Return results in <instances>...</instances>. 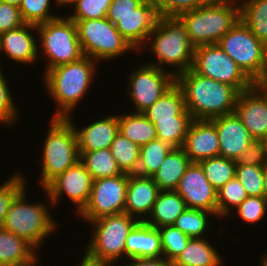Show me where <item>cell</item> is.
<instances>
[{
    "mask_svg": "<svg viewBox=\"0 0 267 266\" xmlns=\"http://www.w3.org/2000/svg\"><path fill=\"white\" fill-rule=\"evenodd\" d=\"M43 144L40 187L45 188L58 175L80 160L74 125L65 118H52Z\"/></svg>",
    "mask_w": 267,
    "mask_h": 266,
    "instance_id": "8992f818",
    "label": "cell"
},
{
    "mask_svg": "<svg viewBox=\"0 0 267 266\" xmlns=\"http://www.w3.org/2000/svg\"><path fill=\"white\" fill-rule=\"evenodd\" d=\"M73 21L84 56L99 62L114 60L129 50L136 51L106 17Z\"/></svg>",
    "mask_w": 267,
    "mask_h": 266,
    "instance_id": "30bf717a",
    "label": "cell"
},
{
    "mask_svg": "<svg viewBox=\"0 0 267 266\" xmlns=\"http://www.w3.org/2000/svg\"><path fill=\"white\" fill-rule=\"evenodd\" d=\"M25 180L24 175L15 173L0 185V228L13 199L27 185Z\"/></svg>",
    "mask_w": 267,
    "mask_h": 266,
    "instance_id": "b9f144b4",
    "label": "cell"
},
{
    "mask_svg": "<svg viewBox=\"0 0 267 266\" xmlns=\"http://www.w3.org/2000/svg\"><path fill=\"white\" fill-rule=\"evenodd\" d=\"M25 186L13 199L4 219L2 228L24 238L39 250L44 239L58 229L57 222L49 213L45 202L29 203L26 199Z\"/></svg>",
    "mask_w": 267,
    "mask_h": 266,
    "instance_id": "52a82bcc",
    "label": "cell"
},
{
    "mask_svg": "<svg viewBox=\"0 0 267 266\" xmlns=\"http://www.w3.org/2000/svg\"><path fill=\"white\" fill-rule=\"evenodd\" d=\"M247 197L246 190L236 177L229 180L217 190V218L229 217L235 211L234 207L236 209Z\"/></svg>",
    "mask_w": 267,
    "mask_h": 266,
    "instance_id": "d590c367",
    "label": "cell"
},
{
    "mask_svg": "<svg viewBox=\"0 0 267 266\" xmlns=\"http://www.w3.org/2000/svg\"><path fill=\"white\" fill-rule=\"evenodd\" d=\"M36 29L38 51H42L47 59L44 74L49 69L78 61L84 56L76 23L68 16L59 15L58 18L36 25Z\"/></svg>",
    "mask_w": 267,
    "mask_h": 266,
    "instance_id": "ba28073f",
    "label": "cell"
},
{
    "mask_svg": "<svg viewBox=\"0 0 267 266\" xmlns=\"http://www.w3.org/2000/svg\"><path fill=\"white\" fill-rule=\"evenodd\" d=\"M93 178L79 160L64 173L53 179L43 190L47 195L49 205H57L64 195L76 207L75 214H79L87 205L92 191Z\"/></svg>",
    "mask_w": 267,
    "mask_h": 266,
    "instance_id": "5bb4252c",
    "label": "cell"
},
{
    "mask_svg": "<svg viewBox=\"0 0 267 266\" xmlns=\"http://www.w3.org/2000/svg\"><path fill=\"white\" fill-rule=\"evenodd\" d=\"M111 153L122 173L136 174L140 147L118 133L110 146Z\"/></svg>",
    "mask_w": 267,
    "mask_h": 266,
    "instance_id": "d6a6232c",
    "label": "cell"
},
{
    "mask_svg": "<svg viewBox=\"0 0 267 266\" xmlns=\"http://www.w3.org/2000/svg\"><path fill=\"white\" fill-rule=\"evenodd\" d=\"M198 164L203 169L204 175L210 184L216 189H220L229 180L235 178L236 162L223 156H215L204 159Z\"/></svg>",
    "mask_w": 267,
    "mask_h": 266,
    "instance_id": "836d02e7",
    "label": "cell"
},
{
    "mask_svg": "<svg viewBox=\"0 0 267 266\" xmlns=\"http://www.w3.org/2000/svg\"><path fill=\"white\" fill-rule=\"evenodd\" d=\"M128 186V174L93 180L89 201L78 214L90 222L106 215L124 213Z\"/></svg>",
    "mask_w": 267,
    "mask_h": 266,
    "instance_id": "7c38bea8",
    "label": "cell"
},
{
    "mask_svg": "<svg viewBox=\"0 0 267 266\" xmlns=\"http://www.w3.org/2000/svg\"><path fill=\"white\" fill-rule=\"evenodd\" d=\"M187 208L207 210L217 215V190L210 184L198 163H191L175 190Z\"/></svg>",
    "mask_w": 267,
    "mask_h": 266,
    "instance_id": "2e32d148",
    "label": "cell"
},
{
    "mask_svg": "<svg viewBox=\"0 0 267 266\" xmlns=\"http://www.w3.org/2000/svg\"><path fill=\"white\" fill-rule=\"evenodd\" d=\"M208 215L216 217L214 212L187 208L174 223V226L190 238H203L210 226Z\"/></svg>",
    "mask_w": 267,
    "mask_h": 266,
    "instance_id": "e575fe53",
    "label": "cell"
},
{
    "mask_svg": "<svg viewBox=\"0 0 267 266\" xmlns=\"http://www.w3.org/2000/svg\"><path fill=\"white\" fill-rule=\"evenodd\" d=\"M75 127L79 152L95 151L110 148L116 135L119 133L117 115H107L89 125L77 129L71 116L67 118Z\"/></svg>",
    "mask_w": 267,
    "mask_h": 266,
    "instance_id": "7402d4cb",
    "label": "cell"
},
{
    "mask_svg": "<svg viewBox=\"0 0 267 266\" xmlns=\"http://www.w3.org/2000/svg\"><path fill=\"white\" fill-rule=\"evenodd\" d=\"M143 114L153 124L156 121L193 120L185 107L183 92L176 82Z\"/></svg>",
    "mask_w": 267,
    "mask_h": 266,
    "instance_id": "d4e9b609",
    "label": "cell"
},
{
    "mask_svg": "<svg viewBox=\"0 0 267 266\" xmlns=\"http://www.w3.org/2000/svg\"><path fill=\"white\" fill-rule=\"evenodd\" d=\"M263 170L264 167L260 165H236L235 177L248 196L264 197Z\"/></svg>",
    "mask_w": 267,
    "mask_h": 266,
    "instance_id": "f35d334b",
    "label": "cell"
},
{
    "mask_svg": "<svg viewBox=\"0 0 267 266\" xmlns=\"http://www.w3.org/2000/svg\"><path fill=\"white\" fill-rule=\"evenodd\" d=\"M118 121L119 133L139 147L157 139L154 124L143 113L120 114Z\"/></svg>",
    "mask_w": 267,
    "mask_h": 266,
    "instance_id": "f1b7e54d",
    "label": "cell"
},
{
    "mask_svg": "<svg viewBox=\"0 0 267 266\" xmlns=\"http://www.w3.org/2000/svg\"><path fill=\"white\" fill-rule=\"evenodd\" d=\"M211 0H153L158 16L178 17L180 14L192 11Z\"/></svg>",
    "mask_w": 267,
    "mask_h": 266,
    "instance_id": "7bdbcfd3",
    "label": "cell"
},
{
    "mask_svg": "<svg viewBox=\"0 0 267 266\" xmlns=\"http://www.w3.org/2000/svg\"><path fill=\"white\" fill-rule=\"evenodd\" d=\"M160 233L163 258L173 262L188 245L189 236L181 232L174 225L158 228Z\"/></svg>",
    "mask_w": 267,
    "mask_h": 266,
    "instance_id": "8d00e7d4",
    "label": "cell"
},
{
    "mask_svg": "<svg viewBox=\"0 0 267 266\" xmlns=\"http://www.w3.org/2000/svg\"><path fill=\"white\" fill-rule=\"evenodd\" d=\"M2 73V68L0 67V122L1 124L8 127L18 120L19 111L16 108L13 96L10 92L8 85V80Z\"/></svg>",
    "mask_w": 267,
    "mask_h": 266,
    "instance_id": "ee69618b",
    "label": "cell"
},
{
    "mask_svg": "<svg viewBox=\"0 0 267 266\" xmlns=\"http://www.w3.org/2000/svg\"><path fill=\"white\" fill-rule=\"evenodd\" d=\"M259 266H267V254H265V256L262 257L261 263Z\"/></svg>",
    "mask_w": 267,
    "mask_h": 266,
    "instance_id": "9f6ffc18",
    "label": "cell"
},
{
    "mask_svg": "<svg viewBox=\"0 0 267 266\" xmlns=\"http://www.w3.org/2000/svg\"><path fill=\"white\" fill-rule=\"evenodd\" d=\"M159 192L160 189L152 177L128 174L124 213L140 221H145L152 211Z\"/></svg>",
    "mask_w": 267,
    "mask_h": 266,
    "instance_id": "44dd1931",
    "label": "cell"
},
{
    "mask_svg": "<svg viewBox=\"0 0 267 266\" xmlns=\"http://www.w3.org/2000/svg\"><path fill=\"white\" fill-rule=\"evenodd\" d=\"M234 113L242 121L253 139L267 137V93L259 84L240 92Z\"/></svg>",
    "mask_w": 267,
    "mask_h": 266,
    "instance_id": "9a60e30c",
    "label": "cell"
},
{
    "mask_svg": "<svg viewBox=\"0 0 267 266\" xmlns=\"http://www.w3.org/2000/svg\"><path fill=\"white\" fill-rule=\"evenodd\" d=\"M150 44V45H149ZM157 61L147 64L165 70L172 66L174 76L192 68L195 46L190 42L184 25L177 17H158L145 43ZM164 65V66H163Z\"/></svg>",
    "mask_w": 267,
    "mask_h": 266,
    "instance_id": "3957f363",
    "label": "cell"
},
{
    "mask_svg": "<svg viewBox=\"0 0 267 266\" xmlns=\"http://www.w3.org/2000/svg\"><path fill=\"white\" fill-rule=\"evenodd\" d=\"M192 69L202 76L233 86L239 93L254 85L219 44L196 46Z\"/></svg>",
    "mask_w": 267,
    "mask_h": 266,
    "instance_id": "8fae6325",
    "label": "cell"
},
{
    "mask_svg": "<svg viewBox=\"0 0 267 266\" xmlns=\"http://www.w3.org/2000/svg\"><path fill=\"white\" fill-rule=\"evenodd\" d=\"M263 90L267 93V72L266 75L264 76V78L258 83Z\"/></svg>",
    "mask_w": 267,
    "mask_h": 266,
    "instance_id": "11a10c76",
    "label": "cell"
},
{
    "mask_svg": "<svg viewBox=\"0 0 267 266\" xmlns=\"http://www.w3.org/2000/svg\"><path fill=\"white\" fill-rule=\"evenodd\" d=\"M129 264L123 266H173V263L164 258H133Z\"/></svg>",
    "mask_w": 267,
    "mask_h": 266,
    "instance_id": "681fc988",
    "label": "cell"
},
{
    "mask_svg": "<svg viewBox=\"0 0 267 266\" xmlns=\"http://www.w3.org/2000/svg\"><path fill=\"white\" fill-rule=\"evenodd\" d=\"M206 238H191L173 266H221L224 261Z\"/></svg>",
    "mask_w": 267,
    "mask_h": 266,
    "instance_id": "83f0119b",
    "label": "cell"
},
{
    "mask_svg": "<svg viewBox=\"0 0 267 266\" xmlns=\"http://www.w3.org/2000/svg\"><path fill=\"white\" fill-rule=\"evenodd\" d=\"M158 17L153 0H145L132 14L120 18L115 27L136 51H142Z\"/></svg>",
    "mask_w": 267,
    "mask_h": 266,
    "instance_id": "e0dca14e",
    "label": "cell"
},
{
    "mask_svg": "<svg viewBox=\"0 0 267 266\" xmlns=\"http://www.w3.org/2000/svg\"><path fill=\"white\" fill-rule=\"evenodd\" d=\"M240 1V19L267 46V0Z\"/></svg>",
    "mask_w": 267,
    "mask_h": 266,
    "instance_id": "f546056e",
    "label": "cell"
},
{
    "mask_svg": "<svg viewBox=\"0 0 267 266\" xmlns=\"http://www.w3.org/2000/svg\"><path fill=\"white\" fill-rule=\"evenodd\" d=\"M173 149L168 143L156 139L140 147L139 164L136 174L152 177L164 161L166 155Z\"/></svg>",
    "mask_w": 267,
    "mask_h": 266,
    "instance_id": "1f68e13d",
    "label": "cell"
},
{
    "mask_svg": "<svg viewBox=\"0 0 267 266\" xmlns=\"http://www.w3.org/2000/svg\"><path fill=\"white\" fill-rule=\"evenodd\" d=\"M236 165H267V151L264 140L254 139L248 148L236 159Z\"/></svg>",
    "mask_w": 267,
    "mask_h": 266,
    "instance_id": "bcb514c9",
    "label": "cell"
},
{
    "mask_svg": "<svg viewBox=\"0 0 267 266\" xmlns=\"http://www.w3.org/2000/svg\"><path fill=\"white\" fill-rule=\"evenodd\" d=\"M139 222L127 213L106 215L90 221L92 236L84 257L95 263L115 266L114 262L126 257L127 236Z\"/></svg>",
    "mask_w": 267,
    "mask_h": 266,
    "instance_id": "5b68a950",
    "label": "cell"
},
{
    "mask_svg": "<svg viewBox=\"0 0 267 266\" xmlns=\"http://www.w3.org/2000/svg\"><path fill=\"white\" fill-rule=\"evenodd\" d=\"M32 31L37 32L36 25L25 23L21 27L1 33L0 51L15 63L21 65L35 63L39 51Z\"/></svg>",
    "mask_w": 267,
    "mask_h": 266,
    "instance_id": "ffe728a7",
    "label": "cell"
},
{
    "mask_svg": "<svg viewBox=\"0 0 267 266\" xmlns=\"http://www.w3.org/2000/svg\"><path fill=\"white\" fill-rule=\"evenodd\" d=\"M78 266H111V265H106L102 263H95L92 261L87 260L84 256L82 257V261L79 263Z\"/></svg>",
    "mask_w": 267,
    "mask_h": 266,
    "instance_id": "f907efd6",
    "label": "cell"
},
{
    "mask_svg": "<svg viewBox=\"0 0 267 266\" xmlns=\"http://www.w3.org/2000/svg\"><path fill=\"white\" fill-rule=\"evenodd\" d=\"M186 209V203L175 190L160 191L150 215L144 222L155 228L174 225Z\"/></svg>",
    "mask_w": 267,
    "mask_h": 266,
    "instance_id": "484cf974",
    "label": "cell"
},
{
    "mask_svg": "<svg viewBox=\"0 0 267 266\" xmlns=\"http://www.w3.org/2000/svg\"><path fill=\"white\" fill-rule=\"evenodd\" d=\"M80 161L90 173L93 180L118 176L122 174L118 168L110 148L95 151L79 152Z\"/></svg>",
    "mask_w": 267,
    "mask_h": 266,
    "instance_id": "4dcf8cb0",
    "label": "cell"
},
{
    "mask_svg": "<svg viewBox=\"0 0 267 266\" xmlns=\"http://www.w3.org/2000/svg\"><path fill=\"white\" fill-rule=\"evenodd\" d=\"M51 3V0H22L19 9L23 21L38 25L58 18L59 16L50 12Z\"/></svg>",
    "mask_w": 267,
    "mask_h": 266,
    "instance_id": "ab89813d",
    "label": "cell"
},
{
    "mask_svg": "<svg viewBox=\"0 0 267 266\" xmlns=\"http://www.w3.org/2000/svg\"><path fill=\"white\" fill-rule=\"evenodd\" d=\"M185 107L194 120H211L234 113L239 92L228 84L202 76L192 68L175 76Z\"/></svg>",
    "mask_w": 267,
    "mask_h": 266,
    "instance_id": "6da1fadb",
    "label": "cell"
},
{
    "mask_svg": "<svg viewBox=\"0 0 267 266\" xmlns=\"http://www.w3.org/2000/svg\"><path fill=\"white\" fill-rule=\"evenodd\" d=\"M1 2L9 3L10 5L20 7L22 0H0Z\"/></svg>",
    "mask_w": 267,
    "mask_h": 266,
    "instance_id": "db71d44e",
    "label": "cell"
},
{
    "mask_svg": "<svg viewBox=\"0 0 267 266\" xmlns=\"http://www.w3.org/2000/svg\"><path fill=\"white\" fill-rule=\"evenodd\" d=\"M265 144H266V151H267V137L265 138Z\"/></svg>",
    "mask_w": 267,
    "mask_h": 266,
    "instance_id": "6f0895ef",
    "label": "cell"
},
{
    "mask_svg": "<svg viewBox=\"0 0 267 266\" xmlns=\"http://www.w3.org/2000/svg\"><path fill=\"white\" fill-rule=\"evenodd\" d=\"M112 0H78L74 3L73 13L67 16L71 20L105 18Z\"/></svg>",
    "mask_w": 267,
    "mask_h": 266,
    "instance_id": "60d3db41",
    "label": "cell"
},
{
    "mask_svg": "<svg viewBox=\"0 0 267 266\" xmlns=\"http://www.w3.org/2000/svg\"><path fill=\"white\" fill-rule=\"evenodd\" d=\"M218 44L254 84L264 78L267 72V46L241 19Z\"/></svg>",
    "mask_w": 267,
    "mask_h": 266,
    "instance_id": "9c48e42d",
    "label": "cell"
},
{
    "mask_svg": "<svg viewBox=\"0 0 267 266\" xmlns=\"http://www.w3.org/2000/svg\"><path fill=\"white\" fill-rule=\"evenodd\" d=\"M191 163L182 148H173L166 155L159 170L152 175V179L160 191L176 190L181 177Z\"/></svg>",
    "mask_w": 267,
    "mask_h": 266,
    "instance_id": "4316f807",
    "label": "cell"
},
{
    "mask_svg": "<svg viewBox=\"0 0 267 266\" xmlns=\"http://www.w3.org/2000/svg\"><path fill=\"white\" fill-rule=\"evenodd\" d=\"M263 184H264V197L267 200V165L264 166L263 170Z\"/></svg>",
    "mask_w": 267,
    "mask_h": 266,
    "instance_id": "816d5d0a",
    "label": "cell"
},
{
    "mask_svg": "<svg viewBox=\"0 0 267 266\" xmlns=\"http://www.w3.org/2000/svg\"><path fill=\"white\" fill-rule=\"evenodd\" d=\"M192 120H166L154 123L157 139L173 148H182Z\"/></svg>",
    "mask_w": 267,
    "mask_h": 266,
    "instance_id": "74e56055",
    "label": "cell"
},
{
    "mask_svg": "<svg viewBox=\"0 0 267 266\" xmlns=\"http://www.w3.org/2000/svg\"><path fill=\"white\" fill-rule=\"evenodd\" d=\"M128 76V96L136 113L151 107L175 83L170 69L166 71L149 64L137 66Z\"/></svg>",
    "mask_w": 267,
    "mask_h": 266,
    "instance_id": "4fadbf2b",
    "label": "cell"
},
{
    "mask_svg": "<svg viewBox=\"0 0 267 266\" xmlns=\"http://www.w3.org/2000/svg\"><path fill=\"white\" fill-rule=\"evenodd\" d=\"M177 18L184 25L189 40L195 47L218 44L240 20V4L229 0H211L208 4L184 12Z\"/></svg>",
    "mask_w": 267,
    "mask_h": 266,
    "instance_id": "277c9868",
    "label": "cell"
},
{
    "mask_svg": "<svg viewBox=\"0 0 267 266\" xmlns=\"http://www.w3.org/2000/svg\"><path fill=\"white\" fill-rule=\"evenodd\" d=\"M126 258H163L158 228L140 221L129 233L125 243Z\"/></svg>",
    "mask_w": 267,
    "mask_h": 266,
    "instance_id": "603a6c76",
    "label": "cell"
},
{
    "mask_svg": "<svg viewBox=\"0 0 267 266\" xmlns=\"http://www.w3.org/2000/svg\"><path fill=\"white\" fill-rule=\"evenodd\" d=\"M98 62L88 56L49 69L43 76L48 95L58 109L52 118L70 117L93 83ZM74 109V110H73Z\"/></svg>",
    "mask_w": 267,
    "mask_h": 266,
    "instance_id": "7a4b0ae2",
    "label": "cell"
},
{
    "mask_svg": "<svg viewBox=\"0 0 267 266\" xmlns=\"http://www.w3.org/2000/svg\"><path fill=\"white\" fill-rule=\"evenodd\" d=\"M145 0H112L106 18L115 25L120 18L133 13Z\"/></svg>",
    "mask_w": 267,
    "mask_h": 266,
    "instance_id": "c3c4849f",
    "label": "cell"
},
{
    "mask_svg": "<svg viewBox=\"0 0 267 266\" xmlns=\"http://www.w3.org/2000/svg\"><path fill=\"white\" fill-rule=\"evenodd\" d=\"M235 210L242 221L254 224L267 213V200L265 197L248 196Z\"/></svg>",
    "mask_w": 267,
    "mask_h": 266,
    "instance_id": "f6af8a7d",
    "label": "cell"
},
{
    "mask_svg": "<svg viewBox=\"0 0 267 266\" xmlns=\"http://www.w3.org/2000/svg\"><path fill=\"white\" fill-rule=\"evenodd\" d=\"M78 0H55L54 2L56 3V5L58 6H65V5H72L74 4L75 2H77Z\"/></svg>",
    "mask_w": 267,
    "mask_h": 266,
    "instance_id": "f5cc1de1",
    "label": "cell"
},
{
    "mask_svg": "<svg viewBox=\"0 0 267 266\" xmlns=\"http://www.w3.org/2000/svg\"><path fill=\"white\" fill-rule=\"evenodd\" d=\"M182 149L192 163L220 156L219 137L210 120H192Z\"/></svg>",
    "mask_w": 267,
    "mask_h": 266,
    "instance_id": "ac0fdd59",
    "label": "cell"
},
{
    "mask_svg": "<svg viewBox=\"0 0 267 266\" xmlns=\"http://www.w3.org/2000/svg\"><path fill=\"white\" fill-rule=\"evenodd\" d=\"M36 251L24 238L0 228V266H36Z\"/></svg>",
    "mask_w": 267,
    "mask_h": 266,
    "instance_id": "cb8c5ba5",
    "label": "cell"
},
{
    "mask_svg": "<svg viewBox=\"0 0 267 266\" xmlns=\"http://www.w3.org/2000/svg\"><path fill=\"white\" fill-rule=\"evenodd\" d=\"M216 127L220 144V156L235 160L254 140L235 113L210 120Z\"/></svg>",
    "mask_w": 267,
    "mask_h": 266,
    "instance_id": "d6986e66",
    "label": "cell"
},
{
    "mask_svg": "<svg viewBox=\"0 0 267 266\" xmlns=\"http://www.w3.org/2000/svg\"><path fill=\"white\" fill-rule=\"evenodd\" d=\"M24 24L18 7L0 1V34Z\"/></svg>",
    "mask_w": 267,
    "mask_h": 266,
    "instance_id": "7dc6e473",
    "label": "cell"
}]
</instances>
